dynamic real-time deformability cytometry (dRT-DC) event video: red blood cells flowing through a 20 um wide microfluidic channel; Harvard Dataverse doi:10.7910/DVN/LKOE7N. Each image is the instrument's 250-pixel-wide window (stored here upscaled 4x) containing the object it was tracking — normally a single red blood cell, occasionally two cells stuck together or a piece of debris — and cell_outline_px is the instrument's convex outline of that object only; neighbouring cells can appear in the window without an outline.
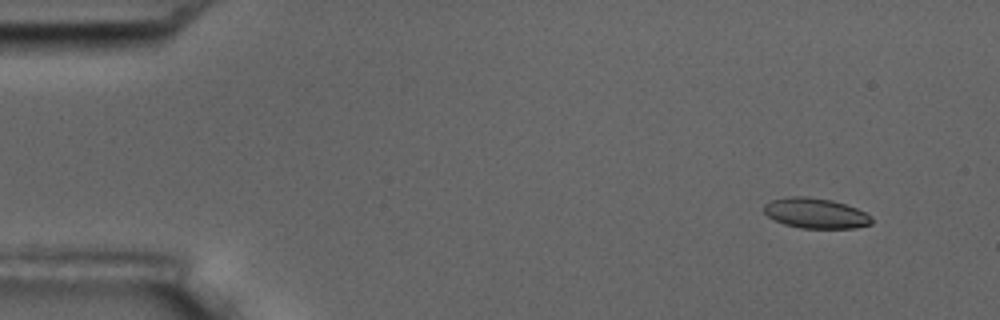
{"species": "common noctule bat (a hibernating species)", "species_latin": "Nyctalus noctula", "temperature_condition": "room temperature", "stored_images_in_passage": 4, "camera_frame_rate_fps": 3000, "um_per_image_px": 0.085, "animal": {"sex": "male", "body_mass_g": 17.5, "forearm_length_mm": 52.3}, "frame": {"image": 1, "passage_image": 1, "time_ms": 0.0, "image_size_px": [1000, 320], "cell_outline_px": [[872, 224], [856, 228], [800, 228], [784, 224], [768, 216], [764, 212], [764, 204], [772, 200], [792, 196], [804, 196], [832, 200], [856, 208], [872, 216]], "centroid_in_image_um": [69.34, 18.13], "position_along_channel_um": 15.7, "area_um2": 18.9}}